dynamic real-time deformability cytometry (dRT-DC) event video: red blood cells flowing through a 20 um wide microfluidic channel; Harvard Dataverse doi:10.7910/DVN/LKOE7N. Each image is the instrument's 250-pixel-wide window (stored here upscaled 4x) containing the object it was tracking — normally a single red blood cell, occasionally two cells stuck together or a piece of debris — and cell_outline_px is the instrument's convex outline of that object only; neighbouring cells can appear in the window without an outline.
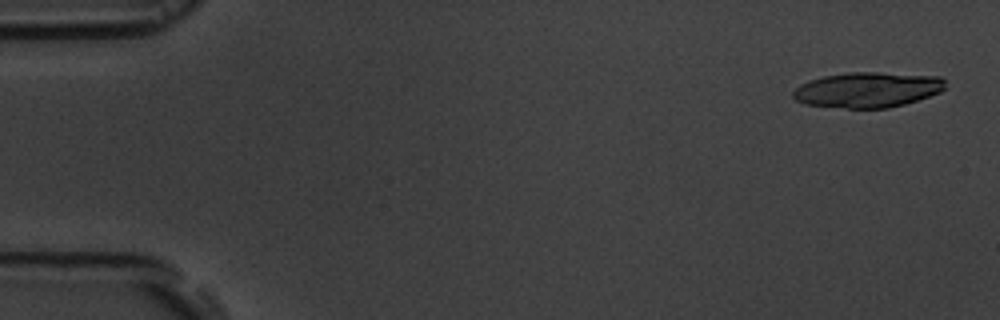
{"species": "common noctule bat (a hibernating species)", "species_latin": "Nyctalus noctula", "temperature_condition": "room temperature", "stored_images_in_passage": 6, "camera_frame_rate_fps": 3000, "um_per_image_px": 0.085, "animal": {"sex": "male", "body_mass_g": 19.5, "forearm_length_mm": 54.6}, "frame": {"image": 1, "passage_image": 1, "time_ms": 0.0, "image_size_px": [1000, 320], "cell_outline_px": [[948, 88], [940, 92], [904, 104], [888, 108], [848, 108], [804, 104], [796, 100], [792, 96], [792, 92], [800, 84], [824, 76], [848, 72], [880, 72], [940, 76], [944, 80]], "centroid_in_image_um": [73.77, 7.62], "position_along_channel_um": 11.2, "area_um2": 31.39}}
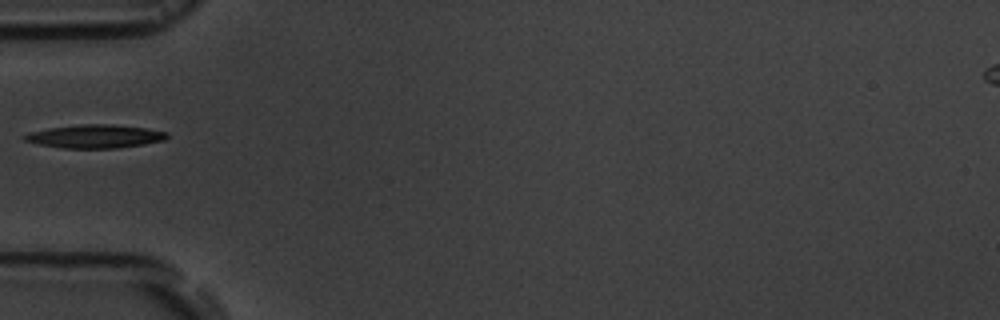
{"frame": {"image": 2, "passage_image": 5, "time_ms": 5.667, "image_size_px": [1000, 320], "cell_outline_px": [[168, 136], [164, 140], [144, 144], [116, 148], [64, 148], [40, 144], [24, 140], [20, 136], [28, 132], [48, 128], [84, 124], [112, 124], [144, 128], [168, 132]], "centroid_in_image_um": [8.05, 11.58], "position_along_channel_um": 76.9, "area_um2": 19.31}}
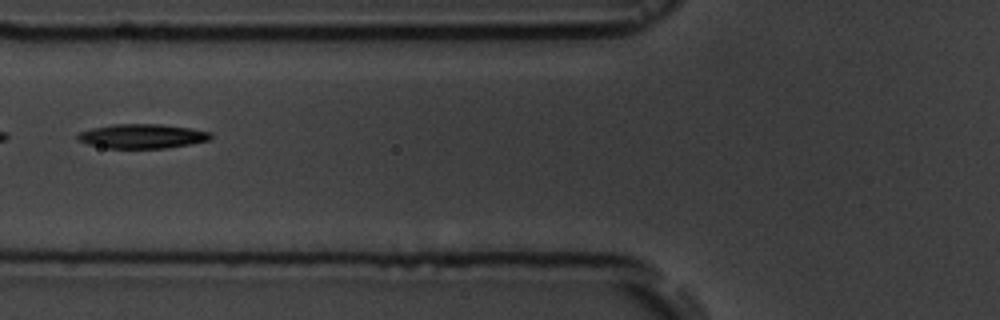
{"frame": {"image": 3, "passage_image": 6, "time_ms": 6.667, "image_size_px": [1000, 320], "cell_outline_px": [[212, 136], [208, 140], [188, 144], [164, 148], [108, 148], [88, 144], [76, 140], [76, 136], [80, 132], [92, 128], [116, 124], [160, 124], [188, 128], [212, 132]], "centroid_in_image_um": [12.05, 11.57], "position_along_channel_um": 113.7, "area_um2": 18.67}}